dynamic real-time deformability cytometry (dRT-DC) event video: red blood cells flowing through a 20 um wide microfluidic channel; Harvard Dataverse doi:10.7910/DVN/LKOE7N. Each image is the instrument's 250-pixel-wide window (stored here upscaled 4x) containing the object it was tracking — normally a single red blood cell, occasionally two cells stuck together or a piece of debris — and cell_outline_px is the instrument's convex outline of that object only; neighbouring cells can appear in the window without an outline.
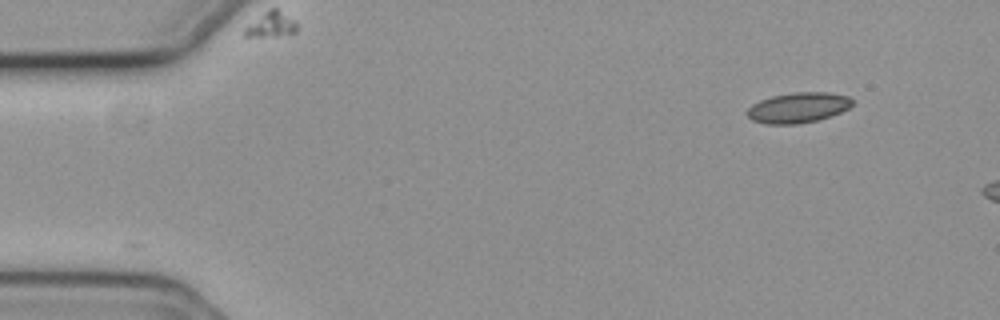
{"species": "common noctule bat (a hibernating species)", "species_latin": "Nyctalus noctula", "temperature_condition": "cold", "stored_images_in_passage": 7, "camera_frame_rate_fps": 3000, "um_per_image_px": 0.085, "animal": {"sex": "female", "body_mass_g": 19.3, "forearm_length_mm": 54.1}, "frame": {"image": 1, "passage_image": 1, "time_ms": 0.0, "image_size_px": [1000, 320], "cell_outline_px": [[852, 104], [848, 108], [832, 116], [820, 120], [796, 124], [764, 124], [752, 120], [744, 112], [752, 104], [760, 100], [772, 96], [792, 92], [828, 92], [848, 96], [852, 100]], "centroid_in_image_um": [67.81, 9.15], "position_along_channel_um": 17.2, "area_um2": 18.79}}